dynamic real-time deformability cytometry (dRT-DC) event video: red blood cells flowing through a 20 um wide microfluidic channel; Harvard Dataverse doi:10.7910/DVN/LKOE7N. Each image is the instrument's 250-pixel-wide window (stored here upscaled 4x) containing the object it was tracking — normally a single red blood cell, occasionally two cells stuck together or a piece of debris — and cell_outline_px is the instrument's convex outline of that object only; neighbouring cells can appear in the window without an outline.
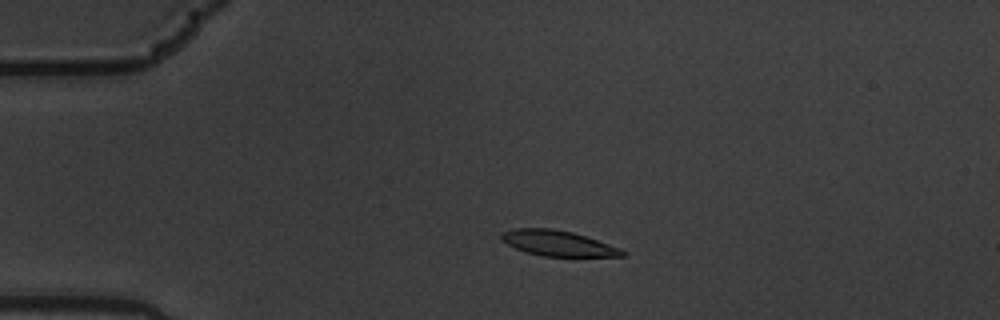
{"species": "common noctule bat (a hibernating species)", "species_latin": "Nyctalus noctula", "temperature_condition": "warm", "stored_images_in_passage": 49, "camera_frame_rate_fps": 3000, "um_per_image_px": 0.085, "animal": {"sex": "male", "body_mass_g": 19.5, "forearm_length_mm": 54.6}, "frame": {"image": 1, "passage_image": 4, "time_ms": 1.0, "image_size_px": [1000, 320], "cell_outline_px": [[628, 252], [624, 256], [544, 256], [528, 252], [516, 248], [500, 240], [500, 232], [512, 228], [552, 228], [572, 232], [620, 248]], "centroid_in_image_um": [47.38, 20.66], "position_along_channel_um": 37.6, "area_um2": 17.8}}
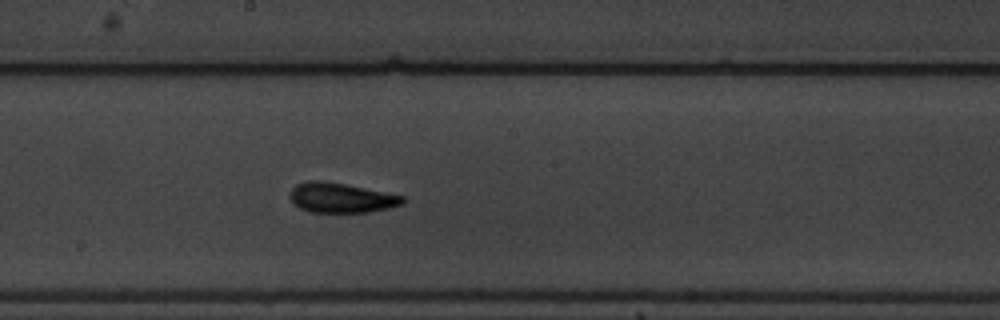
{"frame": {"image": 2, "passage_image": 23, "time_ms": 7.333, "image_size_px": [1000, 320], "cell_outline_px": [[404, 204], [388, 208], [368, 212], [308, 212], [300, 208], [292, 200], [292, 188], [296, 184], [308, 180], [320, 180], [344, 184], [404, 196]], "centroid_in_image_um": [29.0, 16.81], "position_along_channel_um": 219.2, "area_um2": 19.31}}
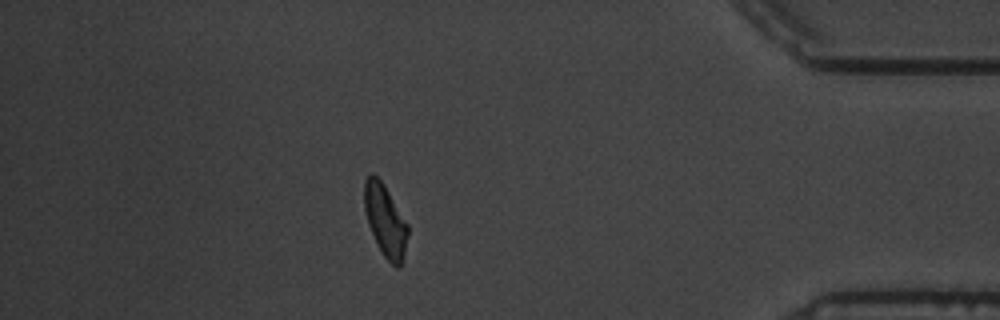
{"frame": {"image": 3, "passage_image": 42, "time_ms": 13.667, "image_size_px": [1000, 320], "cell_outline_px": [[408, 236], [404, 256], [400, 268], [396, 268], [384, 256], [368, 224], [364, 208], [364, 180], [372, 172], [384, 184], [408, 224]], "centroid_in_image_um": [32.76, 18.74], "position_along_channel_um": 402.4, "area_um2": 18.15}, "authors_computed_cell_mechanics": {"area_um2": 18.8428, "velocity_mm_per_s": 3.4917, "shape_relaxation_time_tau1_ms": 3.6375, "shape_relaxation_time_tau2_ms": 2.1911, "deformation_change_tau1": 0.1622, "deformation_change_tau2": 0.0728}}